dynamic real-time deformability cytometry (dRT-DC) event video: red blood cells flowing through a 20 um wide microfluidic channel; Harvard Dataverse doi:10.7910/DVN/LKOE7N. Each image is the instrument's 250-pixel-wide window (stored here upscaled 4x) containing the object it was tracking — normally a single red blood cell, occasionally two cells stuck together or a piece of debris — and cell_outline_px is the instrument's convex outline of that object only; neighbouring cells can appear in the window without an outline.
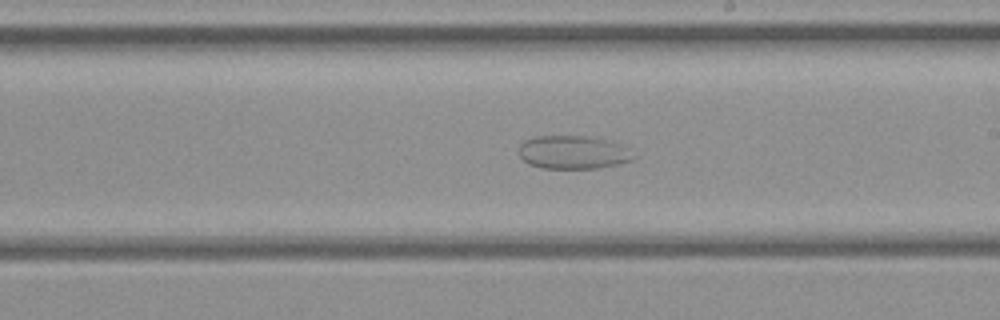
{"species": "common noctule bat (a hibernating species)", "species_latin": "Nyctalus noctula", "temperature_condition": "cold", "stored_images_in_passage": 44, "camera_frame_rate_fps": 3000, "um_per_image_px": 0.085, "animal": {"sex": "female", "body_mass_g": 21.9}, "frame": {"image": 1, "passage_image": 25, "time_ms": 8.0, "image_size_px": [1000, 320], "cell_outline_px": [[636, 156], [632, 160], [616, 164], [596, 168], [540, 168], [528, 164], [520, 156], [520, 144], [524, 140], [532, 136], [596, 136], [612, 140], [628, 148]], "centroid_in_image_um": [48.73, 12.92], "position_along_channel_um": 240.3, "area_um2": 22.54}}
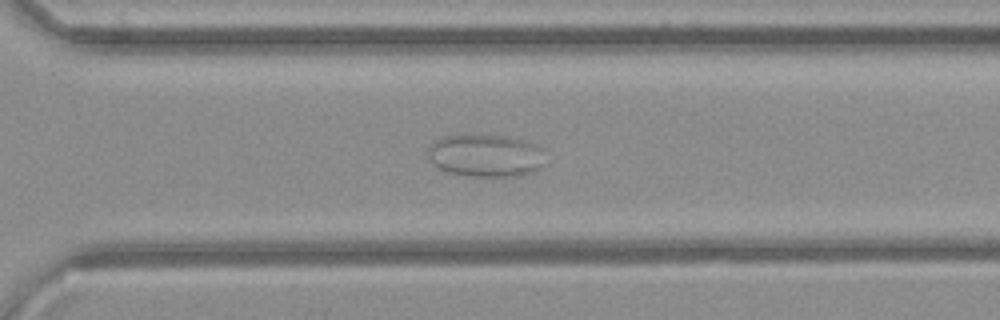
{"frame": {"image": 2, "passage_image": 31, "time_ms": 10.0, "image_size_px": [1000, 320], "cell_outline_px": [[548, 164], [544, 168], [532, 172], [516, 176], [468, 176], [448, 172], [432, 164], [428, 156], [428, 148], [440, 136], [504, 136], [524, 140], [540, 144], [544, 148]], "centroid_in_image_um": [41.39, 13.24], "position_along_channel_um": 329.2, "area_um2": 29.59}}